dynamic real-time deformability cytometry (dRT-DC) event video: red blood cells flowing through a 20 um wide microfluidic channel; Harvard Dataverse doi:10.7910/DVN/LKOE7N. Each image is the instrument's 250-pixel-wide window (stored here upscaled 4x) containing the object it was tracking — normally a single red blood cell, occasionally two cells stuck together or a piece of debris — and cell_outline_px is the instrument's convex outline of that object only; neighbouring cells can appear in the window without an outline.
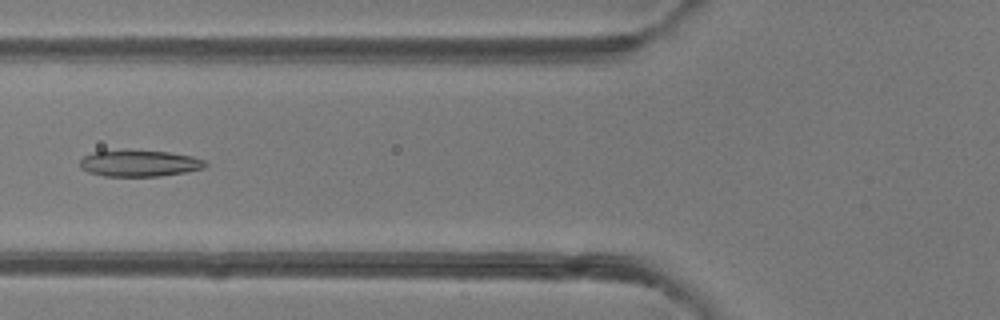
{"species": "common noctule bat (a hibernating species)", "species_latin": "Nyctalus noctula", "temperature_condition": "room temperature", "stored_images_in_passage": 38, "camera_frame_rate_fps": 3000, "um_per_image_px": 0.085, "animal": {"sex": "female"}, "frame": {"image": 1, "passage_image": 19, "time_ms": 6.0, "image_size_px": [1000, 320], "cell_outline_px": [[208, 164], [204, 168], [184, 172], [160, 176], [104, 176], [88, 172], [80, 168], [80, 160], [84, 156], [92, 152], [124, 148], [168, 152], [192, 156], [204, 160]], "centroid_in_image_um": [11.81, 13.85], "position_along_channel_um": 114.0, "area_um2": 19.77}}
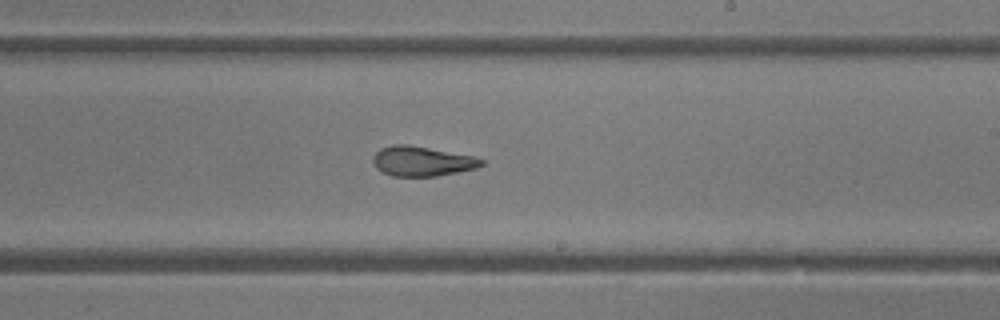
{"frame": {"image": 2, "passage_image": 29, "time_ms": 9.333, "image_size_px": [1000, 320], "cell_outline_px": [[484, 164], [476, 168], [436, 176], [392, 176], [376, 168], [372, 160], [372, 156], [380, 148], [392, 144], [408, 144], [472, 156], [484, 160]], "centroid_in_image_um": [35.83, 13.69], "position_along_channel_um": 253.2, "area_um2": 18.73}}
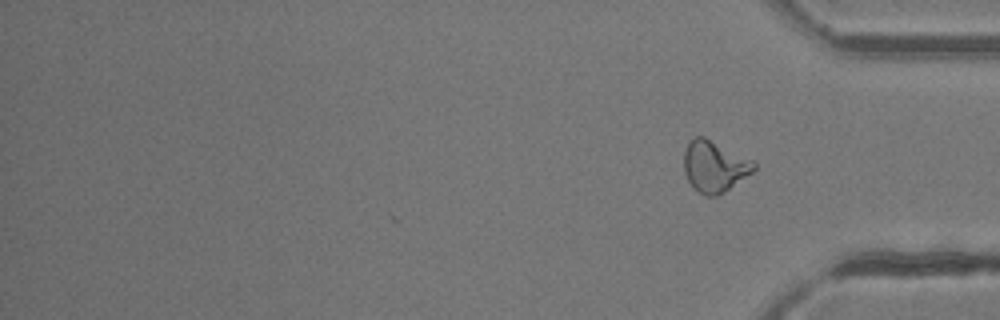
{"frame": {"image": 3, "passage_image": 38, "time_ms": 12.333, "image_size_px": [1000, 320], "cell_outline_px": [[756, 168], [752, 172], [724, 192], [716, 196], [704, 196], [688, 180], [684, 172], [684, 152], [688, 144], [696, 136], [704, 136], [752, 160], [756, 164]], "centroid_in_image_um": [60.72, 14.14], "position_along_channel_um": 374.5, "area_um2": 20.52}, "authors_computed_cell_mechanics": {"area_um2": 19.7098, "velocity_mm_per_s": 4.1636, "shape_relaxation_time_tau1_ms": 6.6801, "shape_relaxation_time_tau2_ms": 1.7019, "deformation_change_tau1": 0.2147, "deformation_change_tau2": 0.1074}}